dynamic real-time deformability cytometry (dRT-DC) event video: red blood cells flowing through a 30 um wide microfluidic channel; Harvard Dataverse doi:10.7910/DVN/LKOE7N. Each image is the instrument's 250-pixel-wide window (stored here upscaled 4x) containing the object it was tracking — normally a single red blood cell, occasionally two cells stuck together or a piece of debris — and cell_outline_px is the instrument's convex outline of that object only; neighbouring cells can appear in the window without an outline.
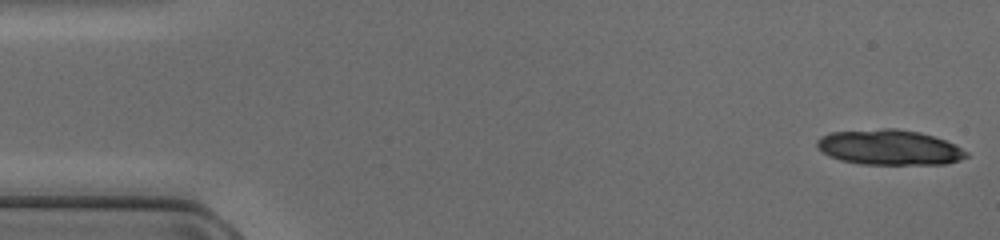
{"species": "common noctule bat (a hibernating species)", "species_latin": "Nyctalus noctula", "temperature_condition": "cold", "stored_images_in_passage": 20, "camera_frame_rate_fps": 3000, "um_per_image_px": 0.085, "animal": {"sex": "female", "body_mass_g": 17.0, "forearm_length_mm": 48.0}, "frame": {"image": 1, "passage_image": 1, "time_ms": 0.0, "image_size_px": [1000, 240], "cell_outline_px": [[968, 156], [960, 160], [944, 164], [860, 164], [840, 160], [824, 152], [816, 144], [816, 140], [820, 136], [832, 132], [884, 128], [896, 128], [920, 132], [944, 140], [968, 152]], "centroid_in_image_um": [75.59, 12.52], "position_along_channel_um": 9.4, "area_um2": 30.4}}
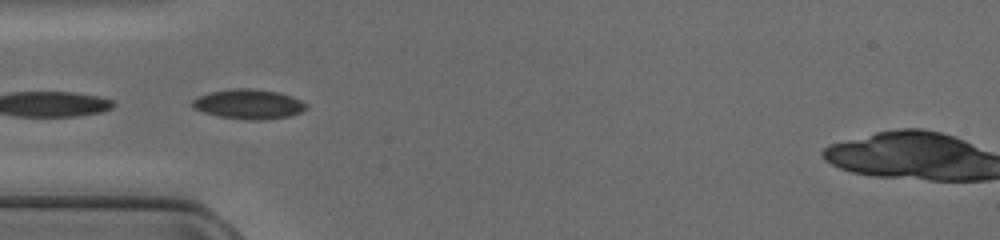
{"frame": {"image": 2, "passage_image": 15, "time_ms": 4.667, "image_size_px": [1000, 240], "cell_outline_px": [[308, 108], [300, 112], [288, 116], [260, 120], [248, 120], [220, 116], [204, 112], [192, 108], [192, 100], [208, 92], [232, 88], [252, 88], [280, 92], [292, 96], [308, 104]], "centroid_in_image_um": [21.15, 8.83], "position_along_channel_um": 63.9, "area_um2": 19.77}}